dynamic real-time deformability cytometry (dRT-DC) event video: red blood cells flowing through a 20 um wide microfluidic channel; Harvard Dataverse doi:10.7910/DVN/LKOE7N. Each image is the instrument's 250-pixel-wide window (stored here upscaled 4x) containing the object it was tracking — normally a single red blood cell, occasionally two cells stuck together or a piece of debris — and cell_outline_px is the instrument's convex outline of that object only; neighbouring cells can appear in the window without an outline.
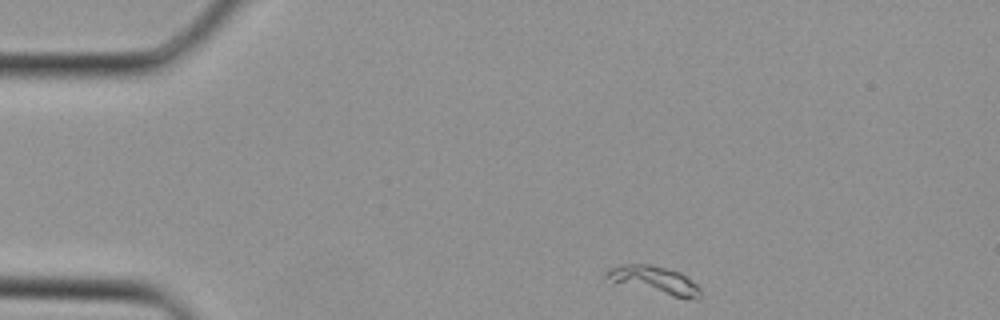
{"species": "Egyptian fruit bat (a non-hibernating species)", "species_latin": "Rousettus aegyptiacus", "temperature_condition": "cold", "stored_images_in_passage": 31, "camera_frame_rate_fps": 3000, "um_per_image_px": 0.085, "animal": {"sex": "female"}, "frame": {"image": 1, "passage_image": 1, "time_ms": 0.0, "image_size_px": [1000, 320], "cell_outline_px": [[700, 296], [696, 300], [672, 296], [612, 284], [604, 276], [604, 272], [608, 268], [624, 264], [648, 264], [680, 272], [696, 284], [700, 288]], "centroid_in_image_um": [55.53, 23.82], "position_along_channel_um": 29.5, "area_um2": 15.49}}
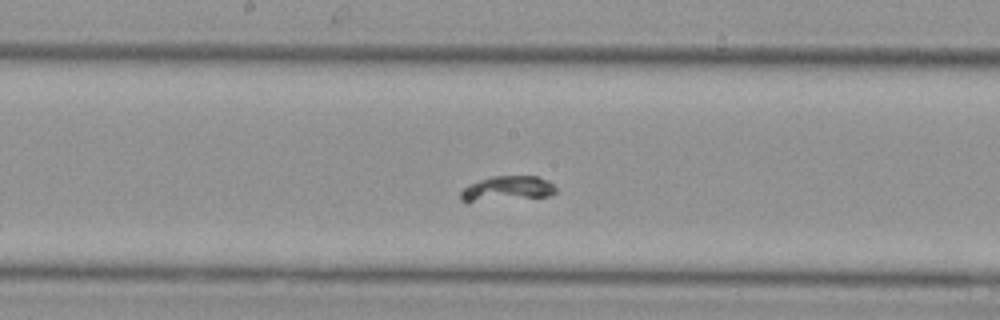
{"frame": {"image": 2, "passage_image": 14, "time_ms": 4.333, "image_size_px": [1000, 320], "cell_outline_px": [[556, 192], [548, 196], [472, 200], [460, 200], [460, 192], [464, 188], [480, 180], [492, 176], [536, 176], [548, 180], [556, 188]], "centroid_in_image_um": [43.17, 15.99], "position_along_channel_um": 205.0, "area_um2": 13.06}}
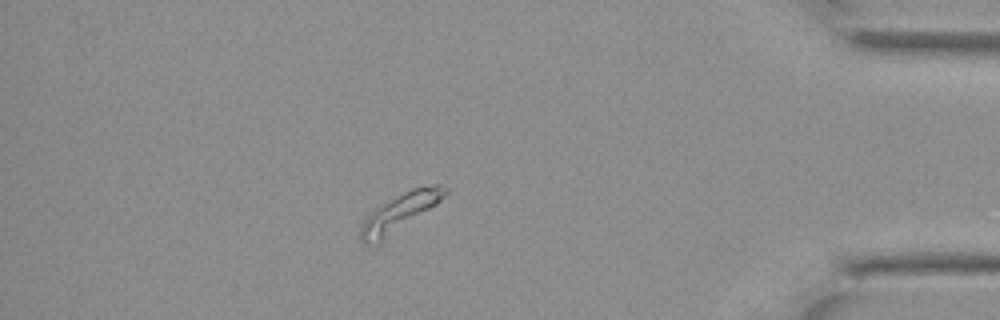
{"frame": {"image": 3, "passage_image": 27, "time_ms": 8.667, "image_size_px": [1000, 320], "cell_outline_px": [[448, 192], [436, 204], [380, 244], [364, 244], [360, 240], [360, 224], [380, 204], [412, 188], [436, 184], [448, 188]], "centroid_in_image_um": [33.94, 18.09], "position_along_channel_um": 401.3, "area_um2": 18.38}}